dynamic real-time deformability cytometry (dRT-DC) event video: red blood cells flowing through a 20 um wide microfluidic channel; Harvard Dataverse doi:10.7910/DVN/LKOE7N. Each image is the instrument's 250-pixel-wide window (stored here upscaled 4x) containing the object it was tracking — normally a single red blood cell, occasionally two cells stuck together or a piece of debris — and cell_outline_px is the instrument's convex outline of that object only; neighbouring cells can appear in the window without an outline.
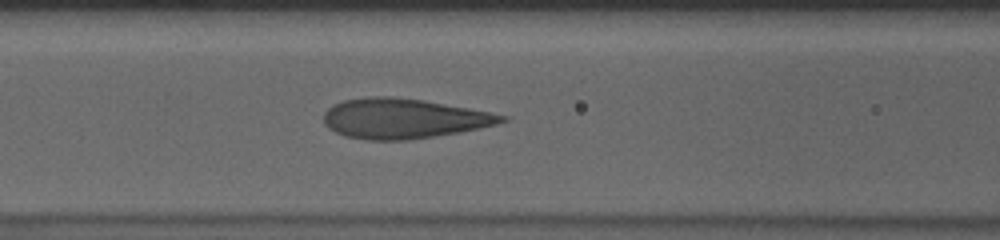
{"species": "human", "species_latin": "Homo sapiens", "temperature_condition": "cold", "stored_images_in_passage": 47, "camera_frame_rate_fps": 3000, "um_per_image_px": 0.085, "donor": {"sex": "male"}, "frame": {"image": 1, "passage_image": 22, "time_ms": 7.0, "image_size_px": [1000, 240], "cell_outline_px": [[508, 120], [496, 124], [480, 128], [460, 132], [408, 140], [364, 140], [344, 136], [328, 128], [324, 124], [324, 112], [332, 104], [344, 100], [368, 96], [392, 96], [424, 100], [468, 108], [508, 116]], "centroid_in_image_um": [34.25, 10.07], "position_along_channel_um": 132.3, "area_um2": 41.56}}
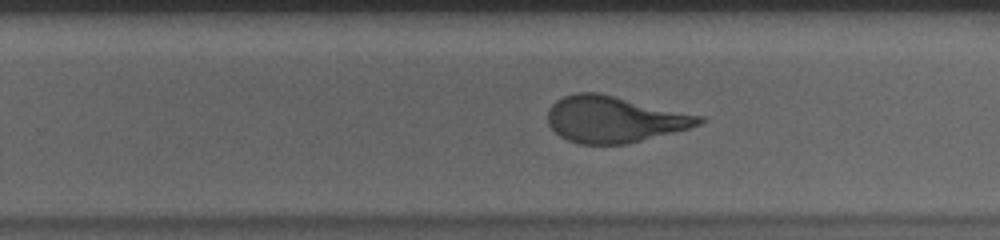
{"frame": {"image": 2, "passage_image": 34, "time_ms": 11.0, "image_size_px": [1000, 240], "cell_outline_px": [[708, 120], [700, 124], [688, 128], [628, 144], [580, 144], [568, 140], [560, 136], [548, 124], [548, 112], [552, 104], [556, 100], [564, 96], [576, 92], [596, 92], [704, 116]], "centroid_in_image_um": [52.22, 10.14], "position_along_channel_um": 277.6, "area_um2": 40.69}}
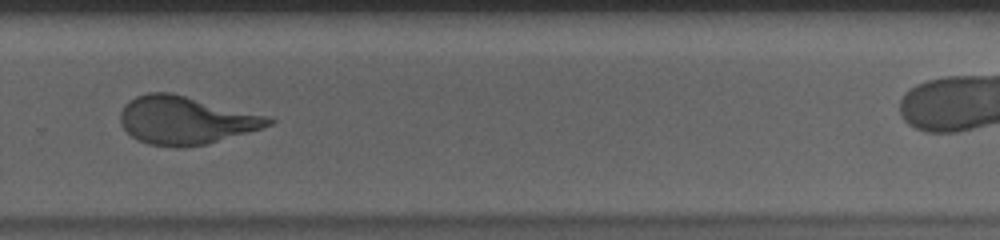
{"frame": {"image": 3, "passage_image": 37, "time_ms": 12.0, "image_size_px": [1000, 240], "cell_outline_px": [[276, 120], [272, 124], [248, 132], [208, 144], [180, 148], [176, 148], [148, 144], [136, 140], [120, 124], [120, 112], [124, 104], [128, 100], [136, 96], [148, 92], [172, 92], [272, 116]], "centroid_in_image_um": [15.79, 10.21], "position_along_channel_um": 314.0, "area_um2": 42.14}, "authors_computed_cell_mechanics": {"area_um2": 40.9224, "velocity_mm_per_s": 3.65, "shape_relaxation_time_tau1_ms": 9.1278, "shape_relaxation_time_tau2_ms": null, "deformation_change_tau1": 0.2664, "deformation_change_tau2": null}}